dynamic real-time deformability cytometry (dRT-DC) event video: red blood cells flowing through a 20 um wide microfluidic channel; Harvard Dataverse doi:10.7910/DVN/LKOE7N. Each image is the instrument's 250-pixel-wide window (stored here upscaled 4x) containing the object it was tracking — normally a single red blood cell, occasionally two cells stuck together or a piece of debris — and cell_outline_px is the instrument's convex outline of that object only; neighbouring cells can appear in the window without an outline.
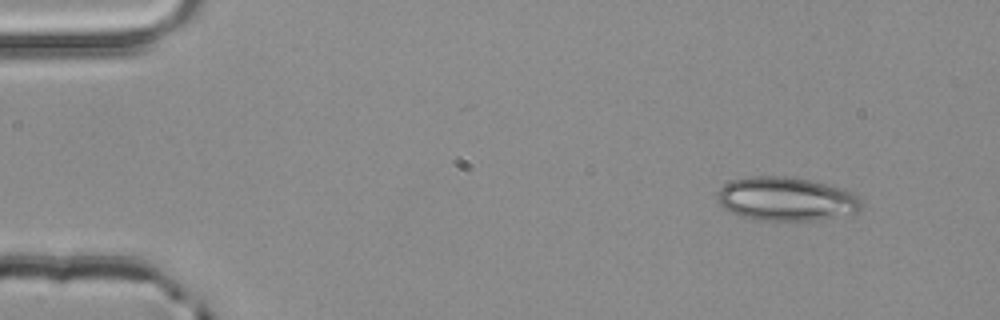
{"species": "common noctule bat (a hibernating species)", "species_latin": "Nyctalus noctula", "temperature_condition": "room temperature", "stored_images_in_passage": 3, "camera_frame_rate_fps": 3000, "um_per_image_px": 0.085, "animal": {"sex": "male", "body_mass_g": 20.4}, "frame": {"image": 1, "passage_image": 1, "time_ms": 0.0, "image_size_px": [1000, 320], "cell_outline_px": [[860, 208], [856, 212], [816, 220], [756, 220], [740, 216], [724, 208], [720, 204], [716, 196], [720, 188], [736, 180], [752, 176], [788, 176], [808, 180], [844, 188], [852, 192], [860, 200]], "centroid_in_image_um": [66.82, 16.91], "position_along_channel_um": 18.2, "area_um2": 36.24}}